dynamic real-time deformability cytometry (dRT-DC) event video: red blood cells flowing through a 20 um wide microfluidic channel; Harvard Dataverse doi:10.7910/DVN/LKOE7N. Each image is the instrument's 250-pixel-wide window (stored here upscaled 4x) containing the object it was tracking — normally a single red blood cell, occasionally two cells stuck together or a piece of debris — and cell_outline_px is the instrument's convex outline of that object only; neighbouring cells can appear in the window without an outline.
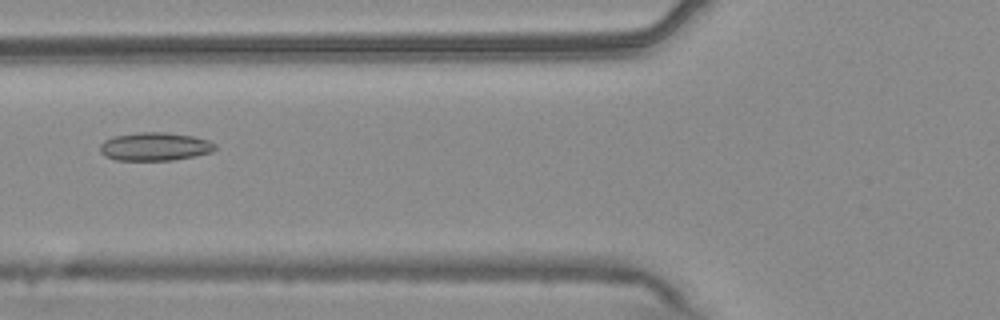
{"species": "common noctule bat (a hibernating species)", "species_latin": "Nyctalus noctula", "temperature_condition": "warm", "stored_images_in_passage": 54, "camera_frame_rate_fps": 3000, "um_per_image_px": 0.085, "animal": {"sex": "male", "body_mass_g": 20.4}, "frame": {"image": 1, "passage_image": 21, "time_ms": 6.667, "image_size_px": [1000, 320], "cell_outline_px": [[216, 148], [212, 152], [196, 156], [172, 160], [116, 160], [104, 156], [100, 152], [100, 144], [104, 140], [112, 136], [136, 132], [168, 132], [192, 136], [208, 140], [216, 144]], "centroid_in_image_um": [13.15, 12.45], "position_along_channel_um": 112.7, "area_um2": 19.19}}
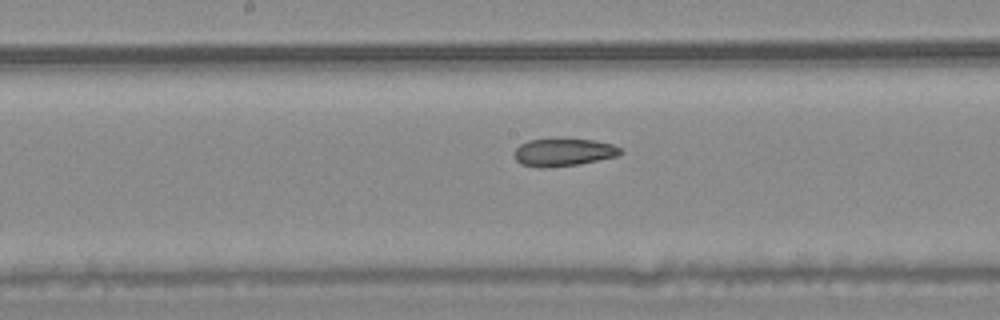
{"frame": {"image": 2, "passage_image": 28, "time_ms": 9.0, "image_size_px": [1000, 320], "cell_outline_px": [[624, 152], [616, 156], [580, 164], [544, 168], [520, 164], [516, 160], [516, 148], [520, 144], [528, 140], [596, 140], [612, 144], [620, 148]], "centroid_in_image_um": [47.91, 12.96], "position_along_channel_um": 200.3, "area_um2": 16.76}}
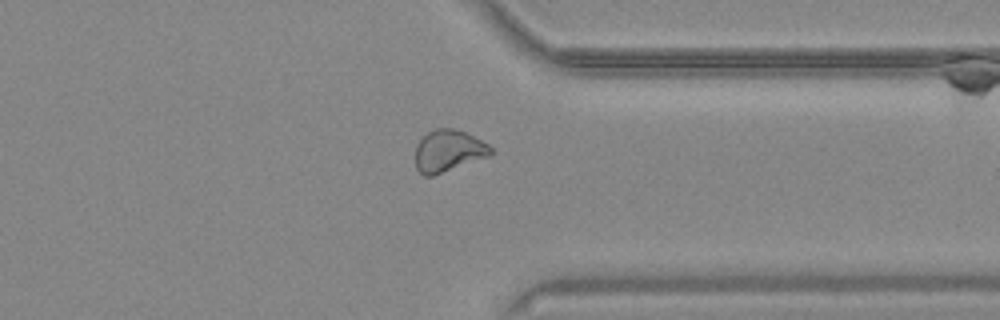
{"frame": {"image": 3, "passage_image": 42, "time_ms": 13.667, "image_size_px": [1000, 320], "cell_outline_px": [[492, 152], [488, 156], [432, 176], [424, 176], [416, 168], [416, 144], [428, 132], [436, 128], [452, 128], [464, 132], [488, 144], [492, 148]], "centroid_in_image_um": [38.08, 12.82], "position_along_channel_um": 373.3, "area_um2": 18.03}, "authors_computed_cell_mechanics": {"area_um2": 19.5942, "velocity_mm_per_s": 3.7552, "shape_relaxation_time_tau1_ms": null, "shape_relaxation_time_tau2_ms": 3.6686, "deformation_change_tau1": null, "deformation_change_tau2": 0.0868}}